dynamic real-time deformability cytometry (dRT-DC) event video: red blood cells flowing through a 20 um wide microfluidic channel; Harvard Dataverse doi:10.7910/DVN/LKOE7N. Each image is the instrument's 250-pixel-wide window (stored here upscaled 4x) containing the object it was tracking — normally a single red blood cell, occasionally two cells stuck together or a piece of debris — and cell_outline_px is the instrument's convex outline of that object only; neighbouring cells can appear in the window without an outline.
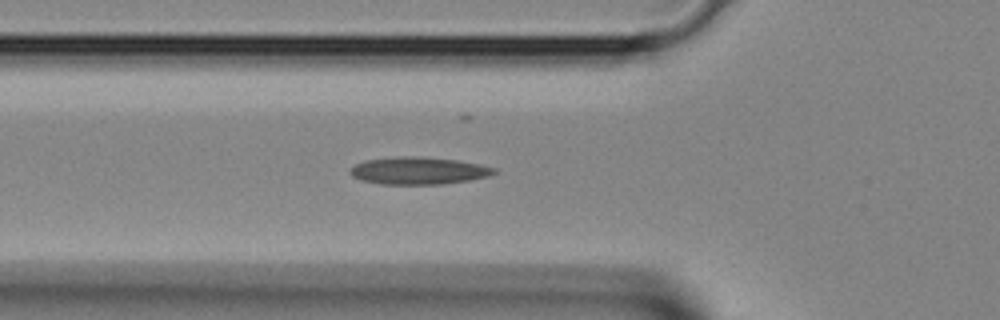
{"species": "Egyptian fruit bat (a non-hibernating species)", "species_latin": "Rousettus aegyptiacus", "temperature_condition": "room temperature", "stored_images_in_passage": 36, "segment_of_instrument_passage": [1, 2], "camera_frame_rate_fps": 3000, "um_per_image_px": 0.085, "animal": {"sex": "female"}, "frame": {"image": 1, "passage_image": 9, "time_ms": 2.667, "image_size_px": [1000, 320], "cell_outline_px": [[496, 172], [488, 176], [468, 180], [444, 184], [380, 184], [360, 180], [352, 176], [348, 172], [348, 168], [364, 160], [396, 156], [416, 156], [456, 160], [480, 164], [496, 168]], "centroid_in_image_um": [35.51, 14.5], "position_along_channel_um": 90.3, "area_um2": 23.06}}
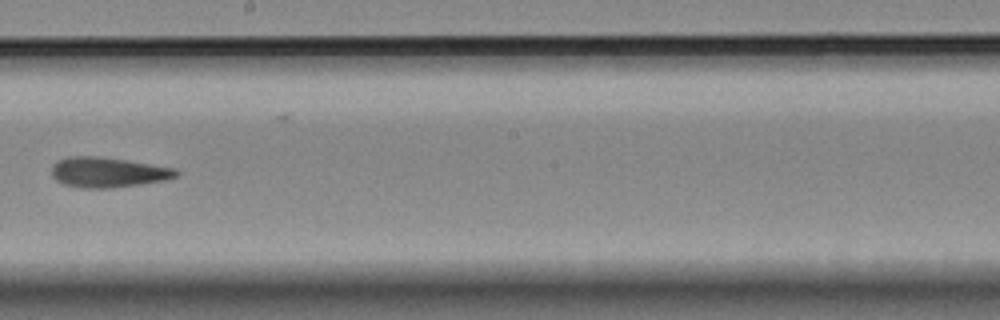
{"frame": {"image": 2, "passage_image": 18, "time_ms": 5.667, "image_size_px": [1000, 320], "cell_outline_px": [[180, 172], [176, 176], [164, 180], [140, 184], [108, 188], [84, 188], [64, 184], [56, 180], [52, 176], [52, 164], [56, 160], [68, 156], [100, 156], [176, 168]], "centroid_in_image_um": [9.14, 14.63], "position_along_channel_um": 239.1, "area_um2": 21.85}}
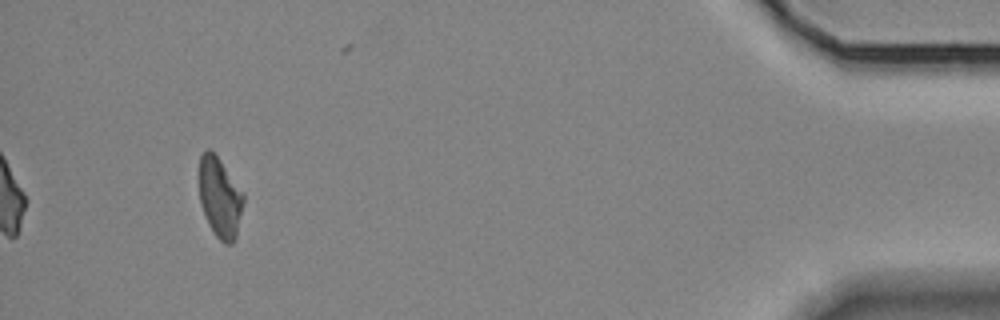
{"frame": {"image": 3, "passage_image": 33, "time_ms": 10.667, "image_size_px": [1000, 320], "cell_outline_px": [[244, 200], [236, 236], [232, 244], [224, 244], [216, 236], [208, 224], [200, 204], [200, 156], [208, 148], [212, 148], [244, 192]], "centroid_in_image_um": [18.7, 16.77], "position_along_channel_um": 416.5, "area_um2": 20.81}}